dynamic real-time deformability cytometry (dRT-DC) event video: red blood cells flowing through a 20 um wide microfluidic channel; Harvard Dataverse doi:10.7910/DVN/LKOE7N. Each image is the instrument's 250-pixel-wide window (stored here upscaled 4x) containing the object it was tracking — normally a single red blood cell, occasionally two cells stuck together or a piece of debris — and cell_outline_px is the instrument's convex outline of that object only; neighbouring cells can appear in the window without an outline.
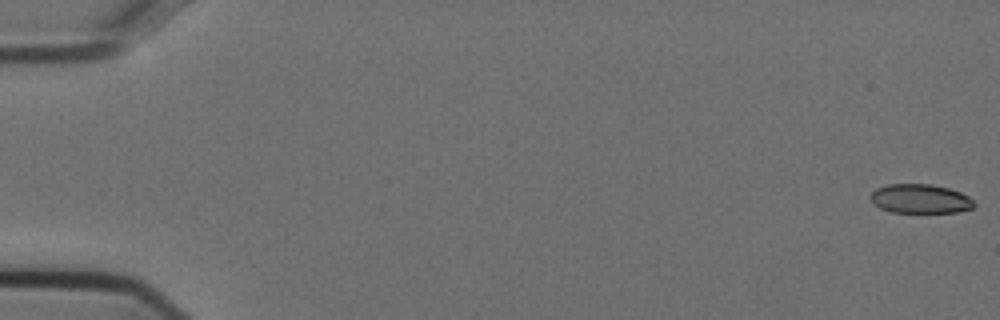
{"species": "Egyptian fruit bat (a non-hibernating species)", "species_latin": "Rousettus aegyptiacus", "temperature_condition": "cold", "stored_images_in_passage": 55, "camera_frame_rate_fps": 3000, "um_per_image_px": 0.085, "animal": {"sex": "female"}, "frame": {"image": 1, "passage_image": 1, "time_ms": 0.0, "image_size_px": [1000, 320], "cell_outline_px": [[976, 204], [972, 208], [956, 212], [892, 212], [880, 208], [868, 196], [876, 188], [888, 184], [932, 184], [948, 188], [960, 192], [968, 196]], "centroid_in_image_um": [78.21, 16.89], "position_along_channel_um": 6.8, "area_um2": 17.51}}
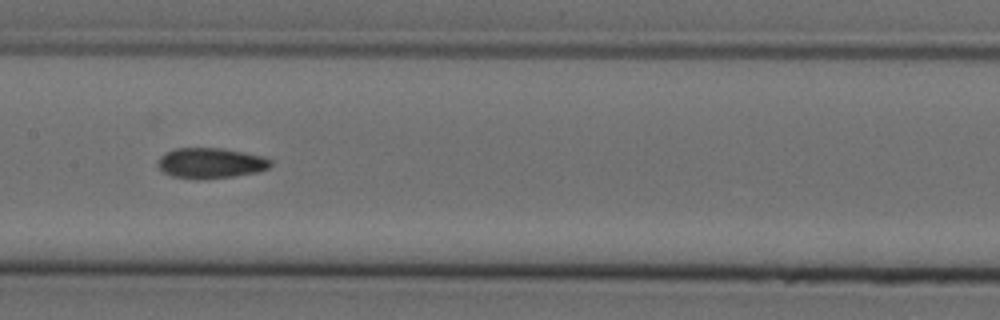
{"frame": {"image": 2, "passage_image": 28, "time_ms": 9.0, "image_size_px": [1000, 320], "cell_outline_px": [[272, 164], [268, 168], [256, 172], [236, 176], [196, 180], [172, 176], [160, 172], [156, 164], [160, 156], [164, 152], [176, 148], [224, 148], [264, 156], [272, 160]], "centroid_in_image_um": [17.86, 13.87], "position_along_channel_um": 189.5, "area_um2": 20.46}}
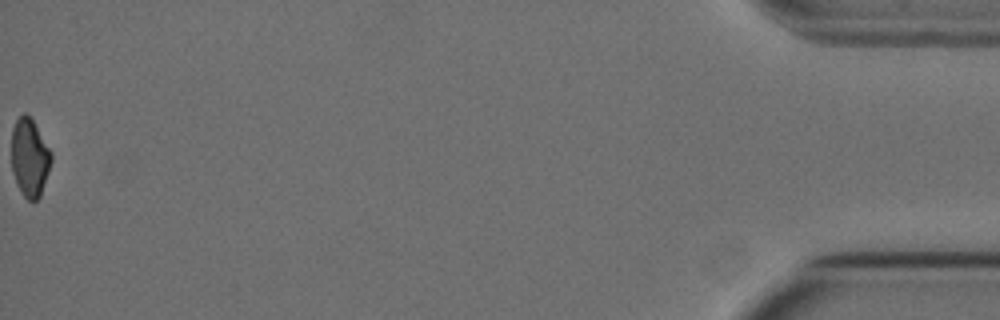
{"frame": {"image": 3, "passage_image": 55, "time_ms": 18.0, "image_size_px": [1000, 320], "cell_outline_px": [[52, 160], [40, 196], [36, 200], [28, 200], [24, 196], [16, 184], [12, 172], [12, 128], [16, 120], [24, 112], [32, 120], [52, 152]], "centroid_in_image_um": [2.51, 13.41], "position_along_channel_um": 432.7, "area_um2": 17.92}, "authors_computed_cell_mechanics": {"area_um2": 19.652, "velocity_mm_per_s": 3.7826, "shape_relaxation_time_tau1_ms": null, "shape_relaxation_time_tau2_ms": 3.0326, "deformation_change_tau1": null, "deformation_change_tau2": 0.0916}}